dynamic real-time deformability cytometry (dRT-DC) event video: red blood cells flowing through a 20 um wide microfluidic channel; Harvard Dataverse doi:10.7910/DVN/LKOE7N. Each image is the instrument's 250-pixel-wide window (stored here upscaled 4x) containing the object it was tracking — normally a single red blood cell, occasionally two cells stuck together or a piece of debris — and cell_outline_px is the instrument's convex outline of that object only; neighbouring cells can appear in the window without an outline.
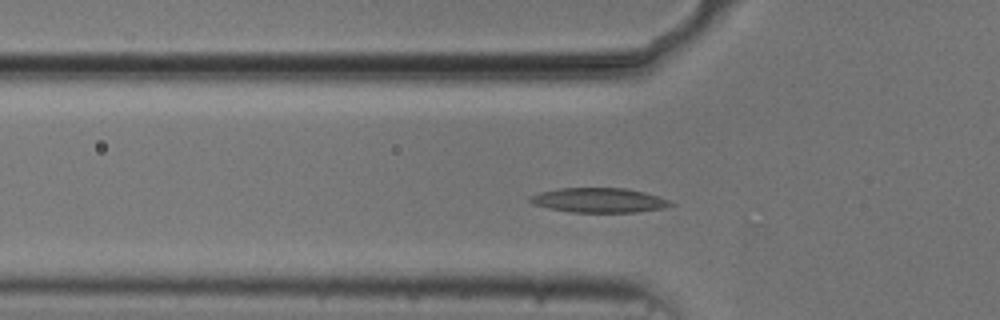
{"species": "common noctule bat (a hibernating species)", "species_latin": "Nyctalus noctula", "temperature_condition": "cold", "stored_images_in_passage": 49, "camera_frame_rate_fps": 3000, "um_per_image_px": 0.085, "animal": {"sex": "male", "body_mass_g": 20.5, "forearm_length_mm": 52.5}, "frame": {"image": 1, "passage_image": 13, "time_ms": 4.0, "image_size_px": [1000, 320], "cell_outline_px": [[672, 204], [664, 208], [636, 212], [572, 212], [548, 208], [532, 204], [528, 200], [528, 196], [540, 192], [560, 188], [624, 188], [644, 192], [660, 196], [668, 200]], "centroid_in_image_um": [50.87, 17.02], "position_along_channel_um": 74.9, "area_um2": 20.11}}
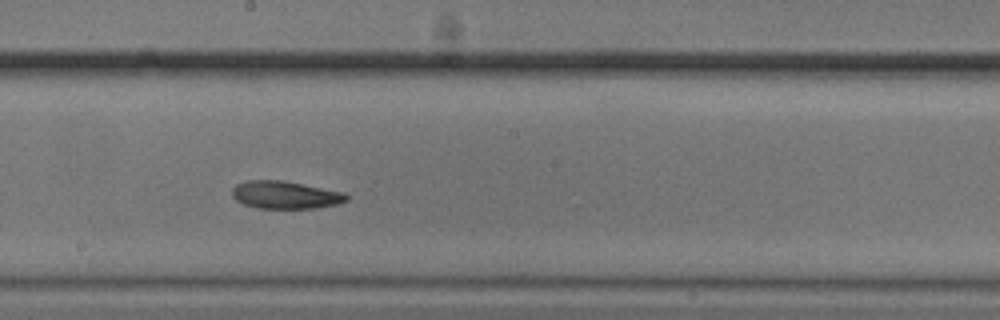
{"frame": {"image": 2, "passage_image": 25, "time_ms": 8.0, "image_size_px": [1000, 320], "cell_outline_px": [[348, 200], [336, 204], [316, 208], [256, 208], [244, 204], [236, 200], [232, 196], [232, 188], [236, 184], [248, 180], [280, 180], [344, 192], [348, 196]], "centroid_in_image_um": [24.22, 16.57], "position_along_channel_um": 224.0, "area_um2": 18.32}}
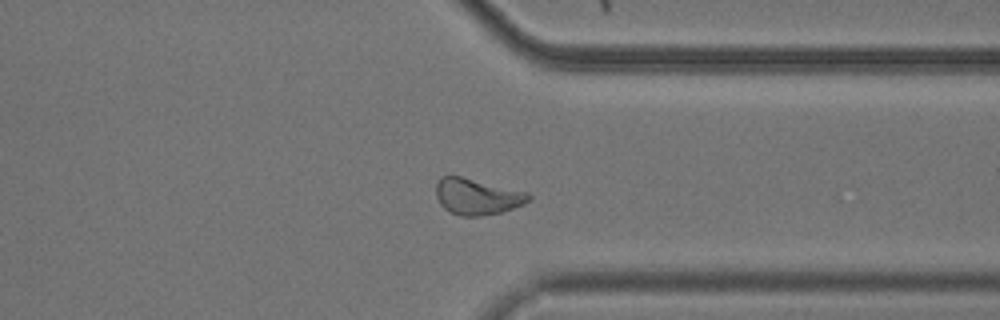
{"frame": {"image": 3, "passage_image": 37, "time_ms": 12.0, "image_size_px": [1000, 320], "cell_outline_px": [[532, 200], [524, 204], [500, 212], [480, 216], [460, 216], [448, 212], [440, 204], [436, 196], [436, 184], [440, 176], [460, 176], [528, 192], [532, 196]], "centroid_in_image_um": [40.55, 16.71], "position_along_channel_um": 370.9, "area_um2": 19.59}}